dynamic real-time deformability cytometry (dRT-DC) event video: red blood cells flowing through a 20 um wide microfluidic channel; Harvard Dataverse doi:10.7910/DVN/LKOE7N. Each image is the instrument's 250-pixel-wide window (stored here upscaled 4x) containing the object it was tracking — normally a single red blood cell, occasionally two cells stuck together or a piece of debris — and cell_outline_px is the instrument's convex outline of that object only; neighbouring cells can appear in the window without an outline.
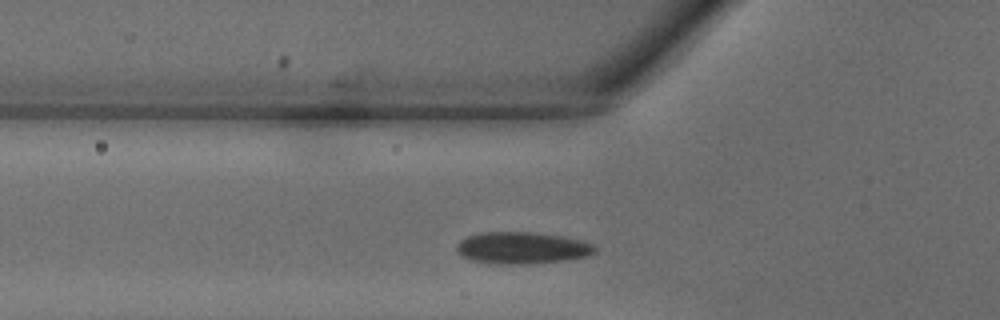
{"species": "common noctule bat (a hibernating species)", "species_latin": "Nyctalus noctula", "temperature_condition": "warm", "stored_images_in_passage": 12, "camera_frame_rate_fps": 3000, "um_per_image_px": 0.085, "animal": {"sex": "male", "body_mass_g": 18.8}, "frame": {"image": 1, "passage_image": 3, "time_ms": 0.667, "image_size_px": [1000, 320], "cell_outline_px": [[596, 252], [588, 256], [564, 260], [532, 264], [496, 264], [472, 260], [464, 256], [456, 248], [456, 244], [460, 240], [468, 236], [480, 232], [532, 232], [560, 236], [584, 240], [596, 244]], "centroid_in_image_um": [44.43, 21.07], "position_along_channel_um": 81.4, "area_um2": 25.78}}
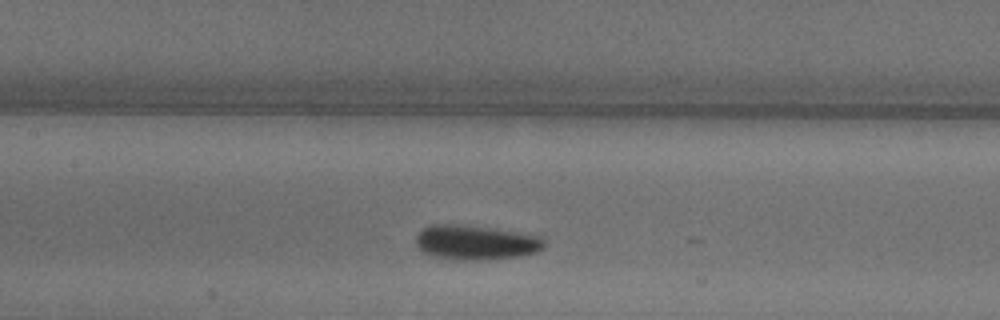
{"frame": {"image": 2, "passage_image": 8, "time_ms": 2.333, "image_size_px": [1000, 320], "cell_outline_px": [[544, 244], [536, 252], [516, 256], [488, 260], [456, 260], [432, 256], [420, 252], [416, 244], [416, 236], [424, 228], [432, 224], [468, 224], [544, 236]], "centroid_in_image_um": [40.4, 20.6], "position_along_channel_um": 167.0, "area_um2": 26.24}}
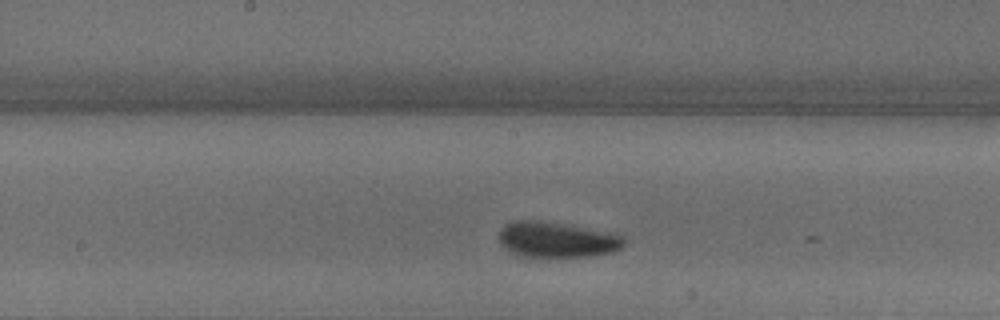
{"frame": {"image": 3, "passage_image": 10, "time_ms": 3.0, "image_size_px": [1000, 320], "cell_outline_px": [[624, 244], [620, 248], [612, 252], [592, 256], [520, 256], [504, 248], [500, 244], [500, 228], [504, 224], [516, 220], [540, 220], [572, 224], [620, 232], [624, 236]], "centroid_in_image_um": [47.4, 20.33], "position_along_channel_um": 200.8, "area_um2": 26.59}}